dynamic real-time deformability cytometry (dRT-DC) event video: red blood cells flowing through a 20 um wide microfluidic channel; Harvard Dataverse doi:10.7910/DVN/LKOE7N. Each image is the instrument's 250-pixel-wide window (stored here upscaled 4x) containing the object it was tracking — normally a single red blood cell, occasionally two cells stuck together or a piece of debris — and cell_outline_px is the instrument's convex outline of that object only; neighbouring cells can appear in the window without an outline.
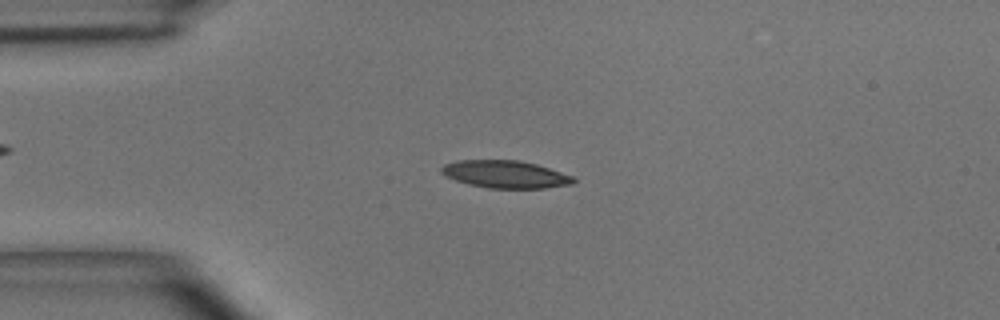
{"species": "common noctule bat (a hibernating species)", "species_latin": "Nyctalus noctula", "temperature_condition": "room temperature", "stored_images_in_passage": 48, "camera_frame_rate_fps": 3000, "um_per_image_px": 0.085, "animal": {"sex": "male", "body_mass_g": 15.6}, "frame": {"image": 1, "passage_image": 11, "time_ms": 3.333, "image_size_px": [1000, 320], "cell_outline_px": [[576, 180], [572, 184], [544, 188], [488, 188], [468, 184], [456, 180], [440, 172], [440, 168], [444, 164], [456, 160], [520, 160], [536, 164], [576, 176]], "centroid_in_image_um": [42.98, 14.81], "position_along_channel_um": 42.0, "area_um2": 21.27}}
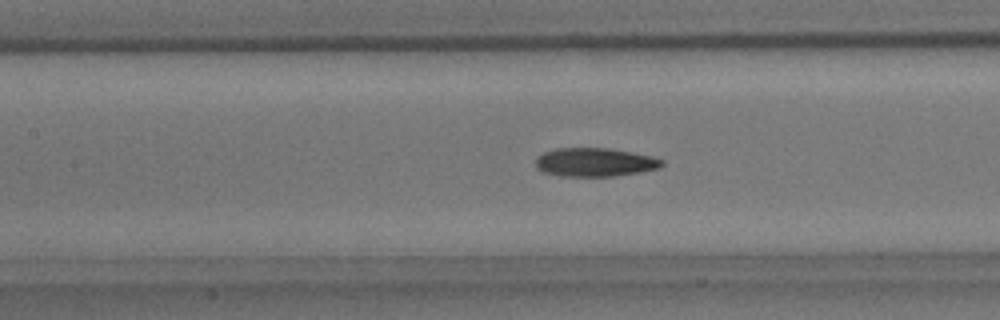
{"frame": {"image": 2, "passage_image": 21, "time_ms": 6.667, "image_size_px": [1000, 320], "cell_outline_px": [[664, 164], [660, 168], [640, 172], [612, 176], [560, 176], [544, 172], [536, 168], [536, 156], [544, 152], [556, 148], [608, 148], [652, 156], [664, 160]], "centroid_in_image_um": [50.56, 13.79], "position_along_channel_um": 156.8, "area_um2": 21.1}}
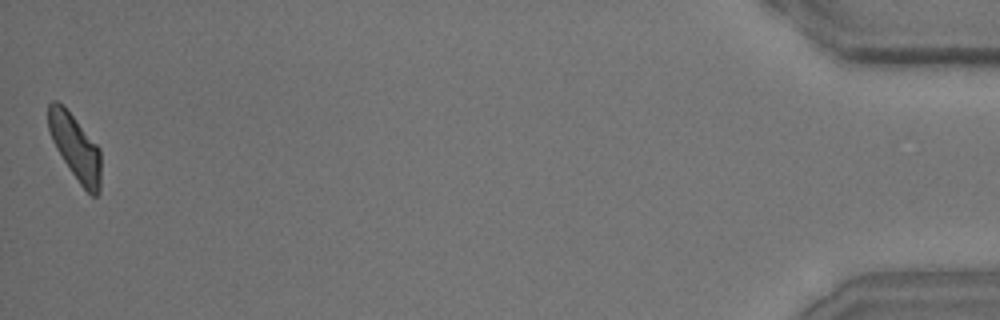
{"frame": {"image": 3, "passage_image": 48, "time_ms": 15.667, "image_size_px": [1000, 320], "cell_outline_px": [[100, 192], [96, 196], [92, 196], [80, 184], [56, 148], [52, 140], [48, 128], [48, 104], [52, 100], [56, 100], [72, 116], [100, 148]], "centroid_in_image_um": [6.4, 12.53], "position_along_channel_um": 428.8, "area_um2": 19.54}, "authors_computed_cell_mechanics": {"area_um2": 21.097, "velocity_mm_per_s": 4.0572, "shape_relaxation_time_tau1_ms": 7.3302, "shape_relaxation_time_tau2_ms": 3.6715, "deformation_change_tau1": 0.2023, "deformation_change_tau2": 0.1207}}